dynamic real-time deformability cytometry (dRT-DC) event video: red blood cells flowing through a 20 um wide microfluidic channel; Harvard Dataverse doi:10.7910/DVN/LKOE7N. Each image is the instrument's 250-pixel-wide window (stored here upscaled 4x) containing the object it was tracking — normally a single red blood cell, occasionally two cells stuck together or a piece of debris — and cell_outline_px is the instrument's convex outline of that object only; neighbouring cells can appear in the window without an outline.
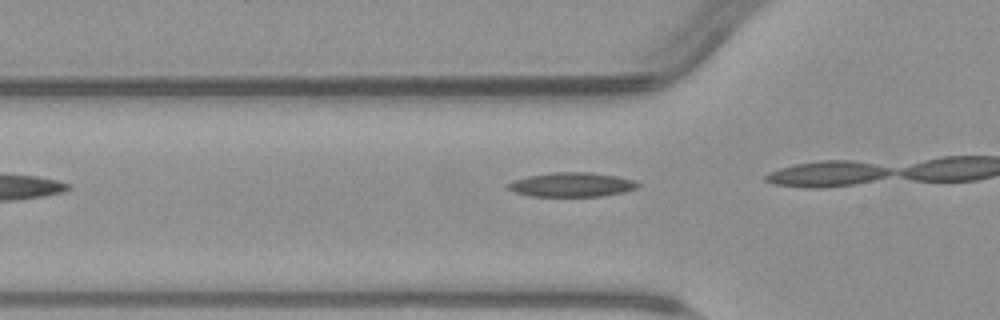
{"species": "common noctule bat (a hibernating species)", "species_latin": "Nyctalus noctula", "temperature_condition": "warm", "stored_images_in_passage": 4, "camera_frame_rate_fps": 3000, "um_per_image_px": 0.085, "animal": {"sex": "male", "body_mass_g": 23.1, "forearm_length_mm": 52.7}, "frame": {"image": 1, "passage_image": 2, "time_ms": 1.333, "image_size_px": [1000, 320], "cell_outline_px": [[640, 184], [636, 188], [624, 192], [600, 196], [528, 196], [512, 192], [504, 188], [504, 184], [512, 180], [528, 176], [552, 172], [592, 172], [616, 176], [636, 180]], "centroid_in_image_um": [48.52, 15.69], "position_along_channel_um": 77.3, "area_um2": 18.73}}